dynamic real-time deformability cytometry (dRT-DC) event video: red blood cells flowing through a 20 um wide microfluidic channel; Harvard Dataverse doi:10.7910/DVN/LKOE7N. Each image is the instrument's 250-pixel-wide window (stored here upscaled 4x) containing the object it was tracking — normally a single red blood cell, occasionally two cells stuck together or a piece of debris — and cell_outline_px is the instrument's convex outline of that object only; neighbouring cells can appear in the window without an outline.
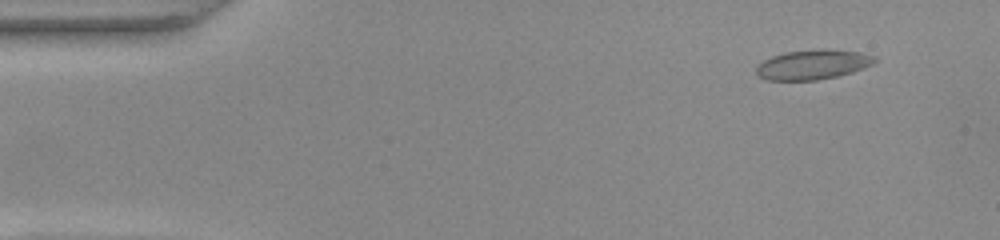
{"species": "common noctule bat (a hibernating species)", "species_latin": "Nyctalus noctula", "temperature_condition": "warm", "stored_images_in_passage": 53, "camera_frame_rate_fps": 3000, "um_per_image_px": 0.085, "animal": {"sex": "female", "body_mass_g": 22.0, "forearm_length_mm": 56.7}, "frame": {"image": 1, "passage_image": 5, "time_ms": 1.333, "image_size_px": [1000, 240], "cell_outline_px": [[880, 60], [864, 68], [852, 72], [836, 76], [816, 80], [768, 80], [760, 76], [756, 72], [756, 68], [764, 60], [772, 56], [784, 52], [820, 48], [824, 48], [860, 52], [876, 56]], "centroid_in_image_um": [69.14, 5.47], "position_along_channel_um": 15.9, "area_um2": 20.63}}
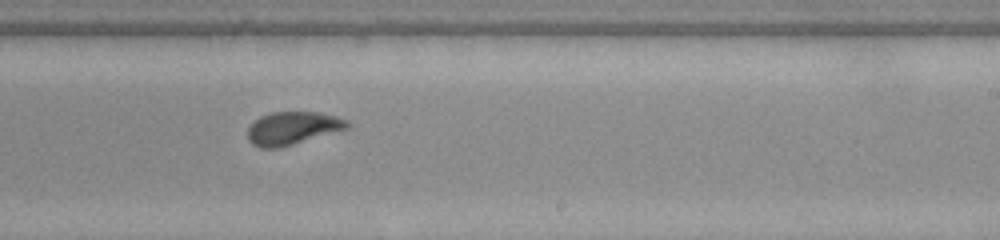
{"frame": {"image": 2, "passage_image": 32, "time_ms": 10.333, "image_size_px": [1000, 240], "cell_outline_px": [[352, 124], [348, 128], [280, 148], [260, 148], [252, 144], [248, 140], [248, 128], [260, 116], [272, 112], [316, 112], [336, 116], [348, 120]], "centroid_in_image_um": [24.87, 10.9], "position_along_channel_um": 264.1, "area_um2": 19.07}}
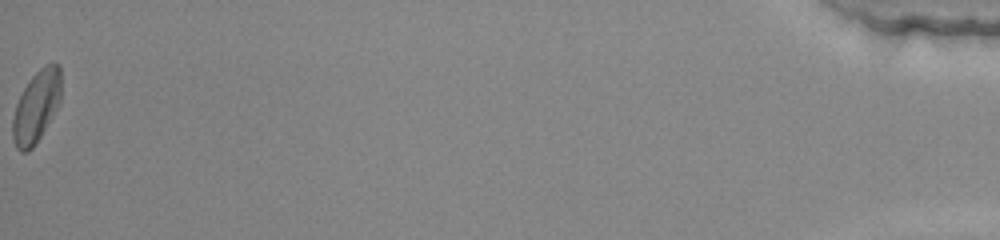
{"frame": {"image": 3, "passage_image": 53, "time_ms": 17.333, "image_size_px": [1000, 240], "cell_outline_px": [[60, 100], [56, 108], [40, 136], [32, 148], [28, 152], [20, 152], [16, 148], [12, 136], [12, 120], [16, 104], [24, 88], [32, 76], [44, 64], [52, 60], [60, 64]], "centroid_in_image_um": [3.08, 9.02], "position_along_channel_um": 432.1, "area_um2": 20.11}, "authors_computed_cell_mechanics": {"area_um2": 19.7676, "velocity_mm_per_s": 3.8908, "shape_relaxation_time_tau1_ms": 3.9519, "shape_relaxation_time_tau2_ms": null, "deformation_change_tau1": 0.1243, "deformation_change_tau2": null}}